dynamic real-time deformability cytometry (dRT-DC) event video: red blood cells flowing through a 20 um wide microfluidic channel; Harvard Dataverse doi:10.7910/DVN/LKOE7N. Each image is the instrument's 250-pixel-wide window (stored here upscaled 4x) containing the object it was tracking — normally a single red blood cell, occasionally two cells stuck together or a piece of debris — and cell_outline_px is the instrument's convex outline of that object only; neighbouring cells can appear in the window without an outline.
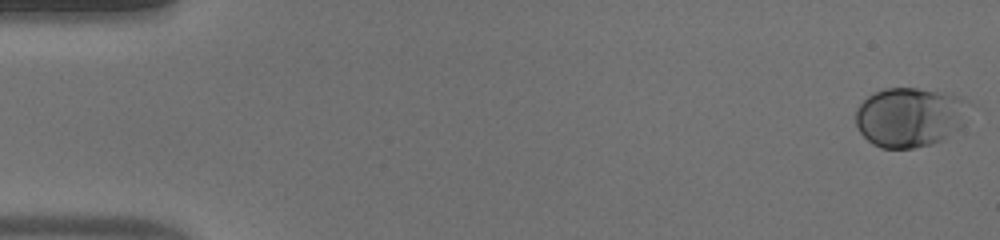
{"species": "human", "species_latin": "Homo sapiens", "temperature_condition": "warm", "stored_images_in_passage": 54, "camera_frame_rate_fps": 3000, "um_per_image_px": 0.085, "donor": {"sex": "male"}, "frame": {"image": 1, "passage_image": 1, "time_ms": 0.0, "image_size_px": [1000, 240], "cell_outline_px": [[972, 104], [960, 124], [944, 140], [932, 144], [912, 148], [880, 148], [872, 144], [860, 132], [856, 124], [856, 108], [868, 96], [884, 88], [916, 88], [952, 92], [964, 96]], "centroid_in_image_um": [77.36, 9.92], "position_along_channel_um": 7.6, "area_um2": 39.71}}
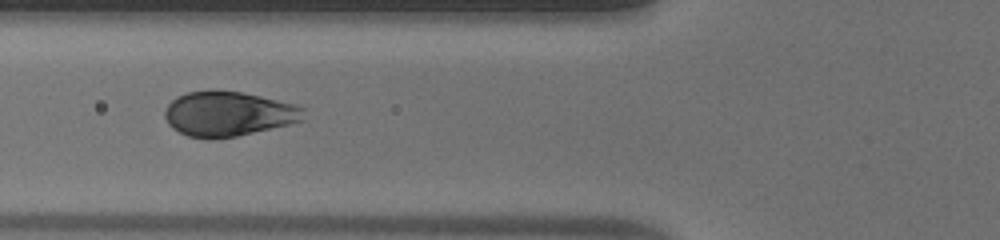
{"frame": {"image": 2, "passage_image": 21, "time_ms": 6.667, "image_size_px": [1000, 240], "cell_outline_px": [[304, 120], [288, 124], [236, 136], [212, 140], [208, 140], [188, 136], [172, 128], [168, 124], [164, 116], [164, 112], [168, 104], [176, 96], [188, 92], [212, 88], [240, 92], [260, 96], [296, 104], [304, 108]], "centroid_in_image_um": [19.36, 9.66], "position_along_channel_um": 106.4, "area_um2": 36.65}}
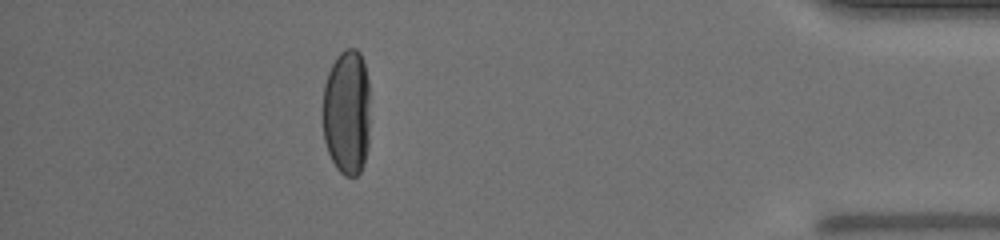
{"frame": {"image": 3, "passage_image": 48, "time_ms": 15.667, "image_size_px": [1000, 240], "cell_outline_px": [[368, 144], [364, 164], [360, 172], [356, 176], [344, 176], [336, 168], [328, 152], [324, 140], [324, 84], [328, 72], [336, 56], [344, 48], [356, 48], [360, 52], [364, 64], [368, 80]], "centroid_in_image_um": [29.48, 9.53], "position_along_channel_um": 405.7, "area_um2": 34.68}, "authors_computed_cell_mechanics": {"area_um2": 37.4255, "velocity_mm_per_s": 3.8437, "shape_relaxation_time_tau1_ms": 3.4982, "shape_relaxation_time_tau2_ms": null, "deformation_change_tau1": 0.1985, "deformation_change_tau2": null}}